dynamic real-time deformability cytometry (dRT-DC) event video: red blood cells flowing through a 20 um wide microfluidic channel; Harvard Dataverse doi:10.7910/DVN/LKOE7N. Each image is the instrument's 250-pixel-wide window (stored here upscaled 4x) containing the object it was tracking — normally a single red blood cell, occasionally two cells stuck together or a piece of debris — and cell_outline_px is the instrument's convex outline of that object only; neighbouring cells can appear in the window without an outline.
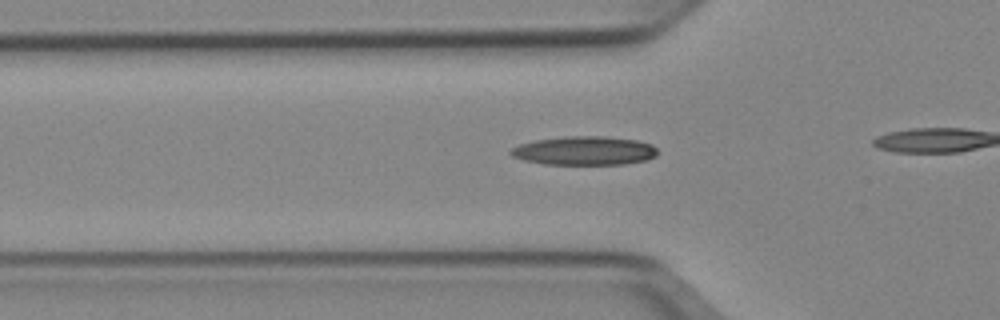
{"species": "Egyptian fruit bat (a non-hibernating species)", "species_latin": "Rousettus aegyptiacus", "temperature_condition": "cold", "stored_images_in_passage": 32, "camera_frame_rate_fps": 3000, "um_per_image_px": 0.085, "animal": {"sex": "female"}, "frame": {"image": 1, "passage_image": 8, "time_ms": 2.333, "image_size_px": [1000, 320], "cell_outline_px": [[656, 156], [648, 160], [624, 164], [544, 164], [524, 160], [512, 156], [508, 152], [512, 148], [520, 144], [536, 140], [564, 136], [604, 136], [636, 140], [652, 144], [656, 148]], "centroid_in_image_um": [49.68, 12.81], "position_along_channel_um": 76.1, "area_um2": 24.62}}
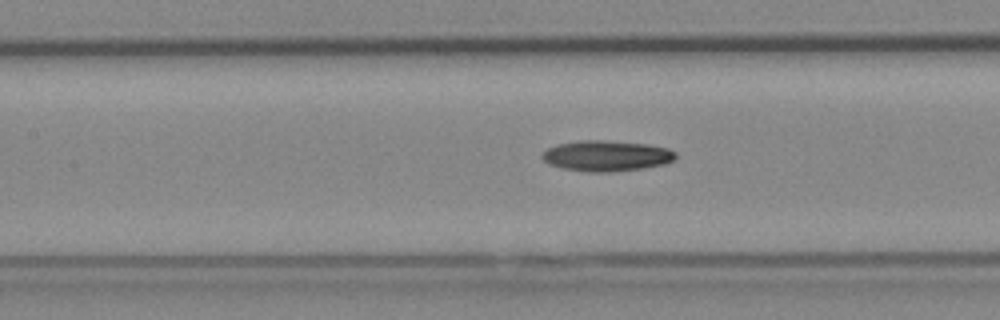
{"frame": {"image": 2, "passage_image": 14, "time_ms": 4.333, "image_size_px": [1000, 320], "cell_outline_px": [[676, 160], [664, 164], [644, 168], [612, 172], [588, 172], [564, 168], [548, 164], [540, 156], [548, 148], [556, 144], [580, 140], [604, 140], [648, 144], [668, 148], [676, 152]], "centroid_in_image_um": [51.57, 13.24], "position_along_channel_um": 155.8, "area_um2": 24.04}}
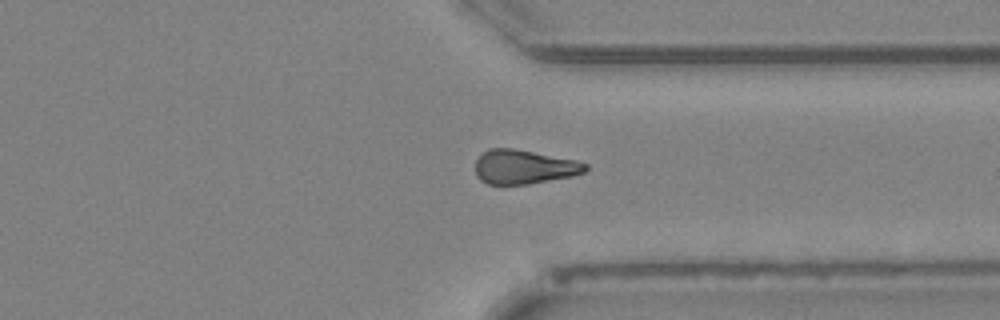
{"frame": {"image": 3, "passage_image": 30, "time_ms": 9.667, "image_size_px": [1000, 320], "cell_outline_px": [[588, 168], [584, 172], [572, 176], [528, 184], [488, 184], [480, 180], [476, 176], [476, 160], [488, 148], [512, 148], [576, 160], [588, 164]], "centroid_in_image_um": [44.53, 14.19], "position_along_channel_um": 366.9, "area_um2": 21.79}}